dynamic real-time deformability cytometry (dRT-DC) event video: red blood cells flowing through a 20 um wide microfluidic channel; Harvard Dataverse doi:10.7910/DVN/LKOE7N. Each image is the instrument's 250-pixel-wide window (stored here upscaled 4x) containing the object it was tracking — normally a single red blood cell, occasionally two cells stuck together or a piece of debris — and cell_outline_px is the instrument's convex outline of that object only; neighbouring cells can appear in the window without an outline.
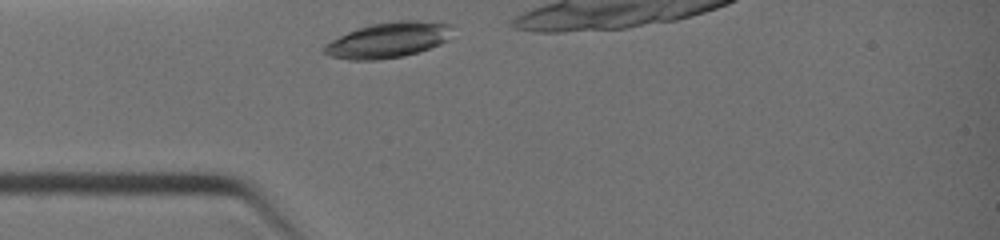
{"species": "common noctule bat (a hibernating species)", "species_latin": "Nyctalus noctula", "temperature_condition": "warm", "stored_images_in_passage": 2, "camera_frame_rate_fps": 3000, "um_per_image_px": 0.085, "animal": {"sex": "female", "body_mass_g": 19.0, "forearm_length_mm": 51.5}, "frame": {"image": 1, "passage_image": 1, "time_ms": 0.0, "image_size_px": [1000, 240], "cell_outline_px": [[452, 24], [448, 40], [440, 44], [404, 56], [380, 60], [348, 60], [328, 56], [320, 48], [324, 44], [348, 32], [372, 24], [396, 20], [416, 20]], "centroid_in_image_um": [32.96, 3.41], "position_along_channel_um": 52.0, "area_um2": 26.47}}